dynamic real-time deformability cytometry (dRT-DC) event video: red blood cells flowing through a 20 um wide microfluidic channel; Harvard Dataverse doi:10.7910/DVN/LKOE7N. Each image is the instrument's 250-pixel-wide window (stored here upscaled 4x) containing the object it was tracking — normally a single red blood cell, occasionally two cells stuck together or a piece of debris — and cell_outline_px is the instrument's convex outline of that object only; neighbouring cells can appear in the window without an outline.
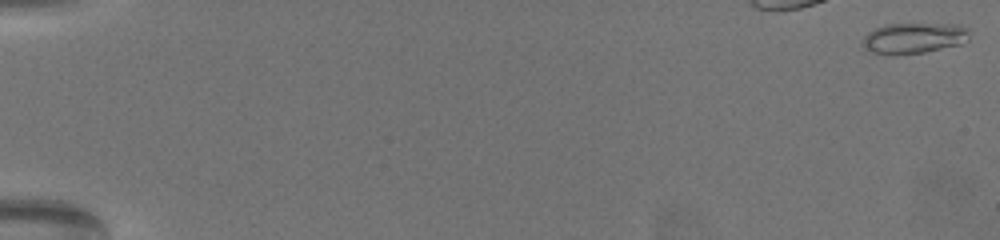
{"species": "common noctule bat (a hibernating species)", "species_latin": "Nyctalus noctula", "temperature_condition": "warm", "stored_images_in_passage": 51, "camera_frame_rate_fps": 3000, "um_per_image_px": 0.085, "animal": {"sex": "female", "body_mass_g": 19.5, "forearm_length_mm": 54.1}, "frame": {"image": 1, "passage_image": 1, "time_ms": 0.0, "image_size_px": [1000, 240], "cell_outline_px": [[968, 40], [964, 44], [924, 52], [896, 56], [892, 56], [872, 52], [860, 44], [860, 40], [872, 28], [888, 24], [960, 24], [968, 28]], "centroid_in_image_um": [77.65, 3.25], "position_along_channel_um": 7.3, "area_um2": 19.65}}
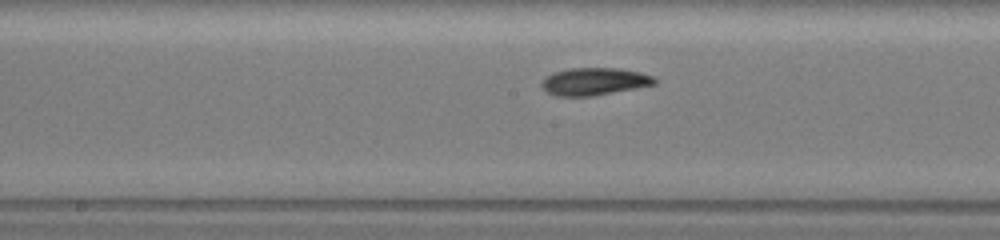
{"frame": {"image": 2, "passage_image": 31, "time_ms": 10.0, "image_size_px": [1000, 240], "cell_outline_px": [[656, 84], [592, 96], [556, 96], [548, 92], [540, 84], [544, 76], [552, 72], [568, 68], [620, 68], [640, 72], [656, 76]], "centroid_in_image_um": [50.5, 6.91], "position_along_channel_um": 197.7, "area_um2": 18.21}}
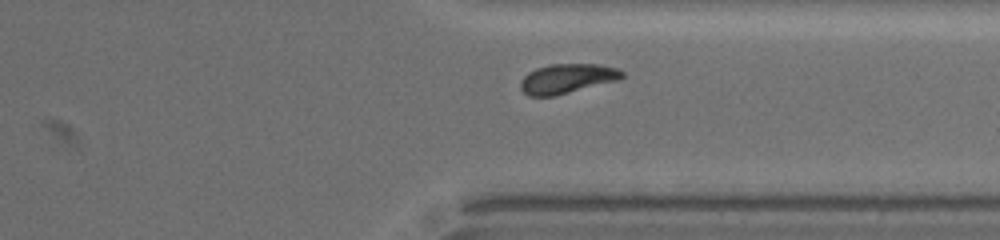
{"frame": {"image": 3, "passage_image": 46, "time_ms": 15.0, "image_size_px": [1000, 240], "cell_outline_px": [[624, 76], [620, 80], [556, 96], [528, 96], [520, 88], [520, 80], [528, 72], [536, 68], [548, 64], [596, 64], [616, 68], [624, 72]], "centroid_in_image_um": [48.2, 6.69], "position_along_channel_um": 363.2, "area_um2": 17.74}}